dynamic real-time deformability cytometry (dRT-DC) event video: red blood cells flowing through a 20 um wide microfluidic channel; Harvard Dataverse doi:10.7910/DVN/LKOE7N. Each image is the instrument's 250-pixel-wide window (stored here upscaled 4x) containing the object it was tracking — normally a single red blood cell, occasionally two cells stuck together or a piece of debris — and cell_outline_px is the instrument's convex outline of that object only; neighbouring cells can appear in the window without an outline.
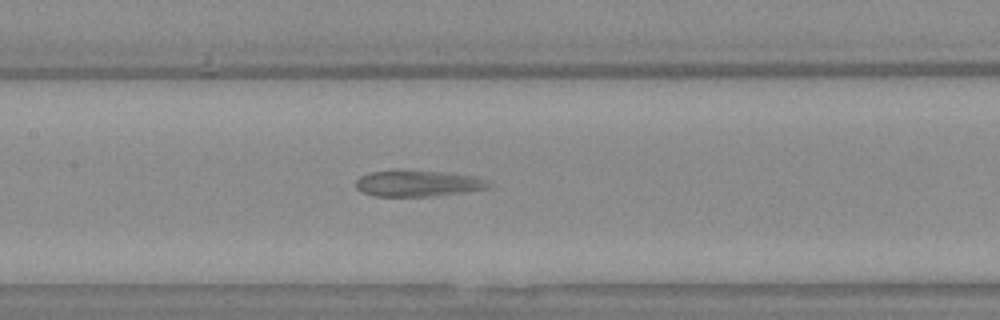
{"species": "Egyptian fruit bat (a non-hibernating species)", "species_latin": "Rousettus aegyptiacus", "temperature_condition": "warm", "stored_images_in_passage": 31, "camera_frame_rate_fps": 3000, "um_per_image_px": 0.085, "animal": {"sex": "female"}, "frame": {"image": 1, "passage_image": 10, "time_ms": 3.0, "image_size_px": [1000, 320], "cell_outline_px": [[492, 188], [436, 196], [376, 196], [364, 192], [356, 188], [356, 180], [360, 176], [372, 172], [444, 172], [476, 176], [492, 184]], "centroid_in_image_um": [35.6, 15.62], "position_along_channel_um": 171.8, "area_um2": 19.71}}